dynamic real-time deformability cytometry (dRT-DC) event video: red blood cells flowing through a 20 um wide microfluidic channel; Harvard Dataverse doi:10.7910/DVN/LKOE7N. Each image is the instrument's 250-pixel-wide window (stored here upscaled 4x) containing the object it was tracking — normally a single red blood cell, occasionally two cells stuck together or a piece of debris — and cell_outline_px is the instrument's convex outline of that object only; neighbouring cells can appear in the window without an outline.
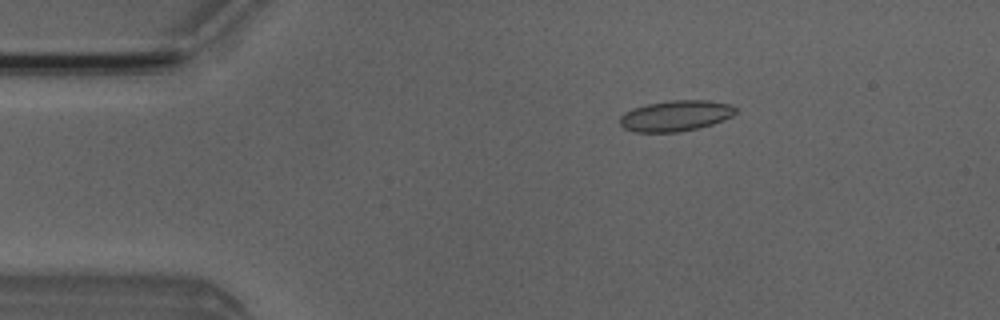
{"species": "Egyptian fruit bat (a non-hibernating species)", "species_latin": "Rousettus aegyptiacus", "temperature_condition": "room temperature", "stored_images_in_passage": 7, "camera_frame_rate_fps": 3000, "um_per_image_px": 0.085, "animal": {"sex": "male"}, "frame": {"image": 1, "passage_image": 3, "time_ms": 2.333, "image_size_px": [1000, 320], "cell_outline_px": [[736, 112], [732, 116], [712, 124], [680, 132], [632, 132], [624, 128], [620, 124], [620, 116], [624, 112], [632, 108], [648, 104], [672, 100], [708, 100], [728, 104], [736, 108]], "centroid_in_image_um": [57.39, 9.84], "position_along_channel_um": 27.6, "area_um2": 20.69}}